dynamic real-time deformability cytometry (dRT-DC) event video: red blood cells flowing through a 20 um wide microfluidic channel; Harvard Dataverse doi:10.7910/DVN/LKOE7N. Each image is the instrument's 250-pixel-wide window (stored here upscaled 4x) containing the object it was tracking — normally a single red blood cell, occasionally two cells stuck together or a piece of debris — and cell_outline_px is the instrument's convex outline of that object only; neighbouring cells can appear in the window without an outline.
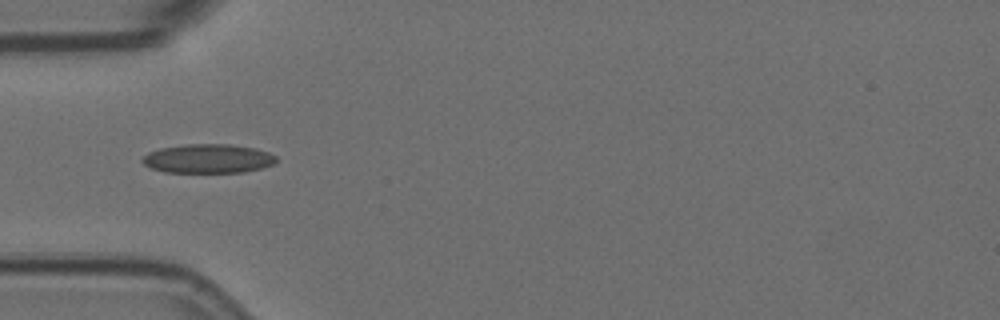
{"species": "Egyptian fruit bat (a non-hibernating species)", "species_latin": "Rousettus aegyptiacus", "temperature_condition": "room temperature", "stored_images_in_passage": 6, "camera_frame_rate_fps": 3000, "um_per_image_px": 0.085, "animal": {"sex": "female"}, "frame": {"image": 1, "passage_image": 5, "time_ms": 1.333, "image_size_px": [1000, 320], "cell_outline_px": [[276, 160], [272, 164], [260, 168], [244, 172], [164, 172], [152, 168], [144, 164], [140, 160], [148, 152], [160, 148], [188, 144], [228, 144], [256, 148], [268, 152], [276, 156]], "centroid_in_image_um": [17.67, 13.48], "position_along_channel_um": 67.3, "area_um2": 22.54}}
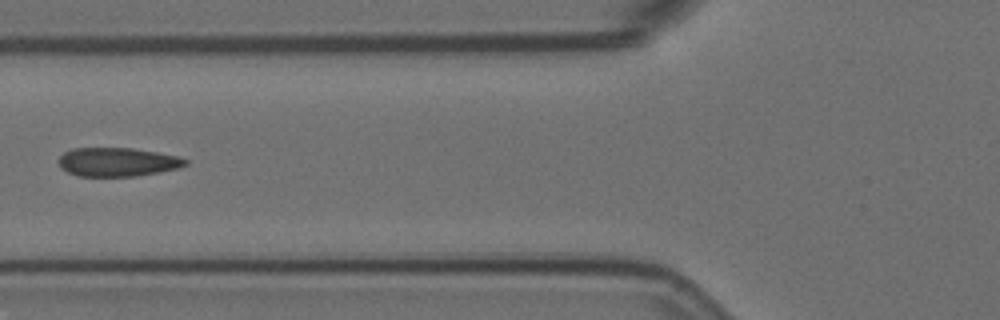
{"frame": {"image": 2, "passage_image": 6, "time_ms": 1.667, "image_size_px": [1000, 320], "cell_outline_px": [[188, 164], [176, 168], [160, 172], [136, 176], [80, 176], [68, 172], [60, 168], [60, 156], [64, 152], [72, 148], [132, 148], [156, 152], [176, 156], [188, 160]], "centroid_in_image_um": [9.97, 13.77], "position_along_channel_um": 115.8, "area_um2": 21.1}}